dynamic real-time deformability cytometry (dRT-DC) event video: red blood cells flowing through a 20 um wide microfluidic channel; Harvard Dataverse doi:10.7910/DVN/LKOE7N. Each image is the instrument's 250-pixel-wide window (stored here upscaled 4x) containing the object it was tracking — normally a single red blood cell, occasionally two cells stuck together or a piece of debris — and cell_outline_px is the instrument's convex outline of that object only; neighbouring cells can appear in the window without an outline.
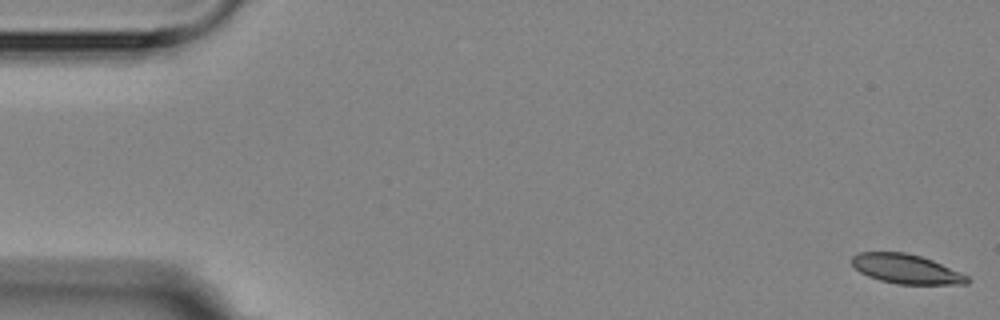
{"species": "Egyptian fruit bat (a non-hibernating species)", "species_latin": "Rousettus aegyptiacus", "temperature_condition": "room temperature", "stored_images_in_passage": 5, "camera_frame_rate_fps": 3000, "um_per_image_px": 0.085, "animal": {"sex": "female"}, "frame": {"image": 1, "passage_image": 1, "time_ms": 0.0, "image_size_px": [1000, 320], "cell_outline_px": [[972, 280], [968, 284], [896, 284], [880, 280], [868, 276], [860, 272], [852, 264], [852, 256], [860, 252], [904, 252], [920, 256], [932, 260], [960, 272], [968, 276]], "centroid_in_image_um": [77.04, 22.87], "position_along_channel_um": 8.0, "area_um2": 19.71}}